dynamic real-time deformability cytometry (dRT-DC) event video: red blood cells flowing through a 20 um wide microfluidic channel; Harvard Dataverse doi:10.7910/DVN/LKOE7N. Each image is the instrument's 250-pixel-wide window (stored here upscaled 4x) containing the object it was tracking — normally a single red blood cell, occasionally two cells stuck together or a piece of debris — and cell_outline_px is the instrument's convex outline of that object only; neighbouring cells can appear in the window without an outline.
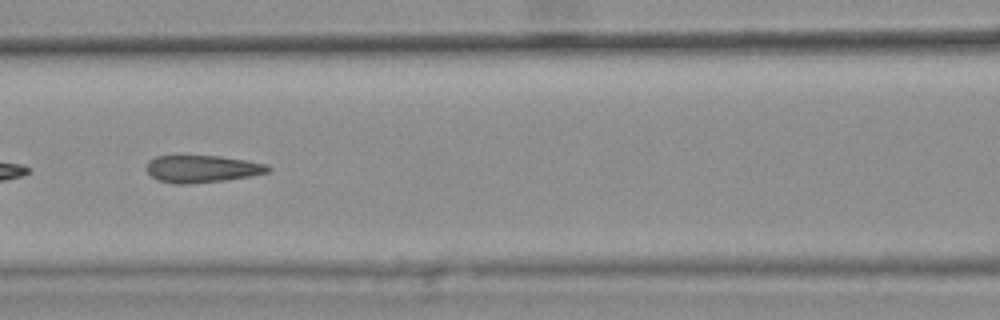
{"species": "common noctule bat (a hibernating species)", "species_latin": "Nyctalus noctula", "temperature_condition": "warm", "stored_images_in_passage": 6, "camera_frame_rate_fps": 3000, "um_per_image_px": 0.085, "animal": {"sex": "female", "body_mass_g": 25.1}, "frame": {"image": 1, "passage_image": 6, "time_ms": 1.667, "image_size_px": [1000, 320], "cell_outline_px": [[272, 168], [268, 172], [248, 176], [224, 180], [188, 184], [176, 184], [156, 180], [148, 172], [148, 160], [156, 156], [220, 156], [268, 164]], "centroid_in_image_um": [17.17, 14.35], "position_along_channel_um": 149.4, "area_um2": 19.13}}